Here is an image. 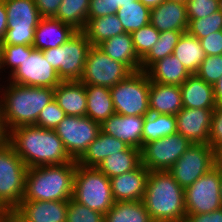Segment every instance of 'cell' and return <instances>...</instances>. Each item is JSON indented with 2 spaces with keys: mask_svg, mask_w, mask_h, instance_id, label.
<instances>
[{
  "mask_svg": "<svg viewBox=\"0 0 222 222\" xmlns=\"http://www.w3.org/2000/svg\"><path fill=\"white\" fill-rule=\"evenodd\" d=\"M28 168L67 164L69 156L55 130L22 125L7 133L6 140Z\"/></svg>",
  "mask_w": 222,
  "mask_h": 222,
  "instance_id": "6da1fadb",
  "label": "cell"
},
{
  "mask_svg": "<svg viewBox=\"0 0 222 222\" xmlns=\"http://www.w3.org/2000/svg\"><path fill=\"white\" fill-rule=\"evenodd\" d=\"M54 89L2 81L0 102L6 132L22 125H35L42 109L54 100Z\"/></svg>",
  "mask_w": 222,
  "mask_h": 222,
  "instance_id": "7a4b0ae2",
  "label": "cell"
},
{
  "mask_svg": "<svg viewBox=\"0 0 222 222\" xmlns=\"http://www.w3.org/2000/svg\"><path fill=\"white\" fill-rule=\"evenodd\" d=\"M153 222H184L185 191L168 171H149L143 198Z\"/></svg>",
  "mask_w": 222,
  "mask_h": 222,
  "instance_id": "3957f363",
  "label": "cell"
},
{
  "mask_svg": "<svg viewBox=\"0 0 222 222\" xmlns=\"http://www.w3.org/2000/svg\"><path fill=\"white\" fill-rule=\"evenodd\" d=\"M77 161L28 168L22 201H69Z\"/></svg>",
  "mask_w": 222,
  "mask_h": 222,
  "instance_id": "277c9868",
  "label": "cell"
},
{
  "mask_svg": "<svg viewBox=\"0 0 222 222\" xmlns=\"http://www.w3.org/2000/svg\"><path fill=\"white\" fill-rule=\"evenodd\" d=\"M72 199L105 215L115 203L110 178L97 167L77 163Z\"/></svg>",
  "mask_w": 222,
  "mask_h": 222,
  "instance_id": "5b68a950",
  "label": "cell"
},
{
  "mask_svg": "<svg viewBox=\"0 0 222 222\" xmlns=\"http://www.w3.org/2000/svg\"><path fill=\"white\" fill-rule=\"evenodd\" d=\"M28 167L13 147L0 143V208L9 215L22 201Z\"/></svg>",
  "mask_w": 222,
  "mask_h": 222,
  "instance_id": "8992f818",
  "label": "cell"
},
{
  "mask_svg": "<svg viewBox=\"0 0 222 222\" xmlns=\"http://www.w3.org/2000/svg\"><path fill=\"white\" fill-rule=\"evenodd\" d=\"M90 47L86 35L77 31L64 44L42 52L62 81H74L81 79Z\"/></svg>",
  "mask_w": 222,
  "mask_h": 222,
  "instance_id": "52a82bcc",
  "label": "cell"
},
{
  "mask_svg": "<svg viewBox=\"0 0 222 222\" xmlns=\"http://www.w3.org/2000/svg\"><path fill=\"white\" fill-rule=\"evenodd\" d=\"M149 90L150 80L145 71L131 73L110 88L115 113L125 116L148 115Z\"/></svg>",
  "mask_w": 222,
  "mask_h": 222,
  "instance_id": "ba28073f",
  "label": "cell"
},
{
  "mask_svg": "<svg viewBox=\"0 0 222 222\" xmlns=\"http://www.w3.org/2000/svg\"><path fill=\"white\" fill-rule=\"evenodd\" d=\"M8 29L2 45H29L34 42L35 28L42 19L34 0H4Z\"/></svg>",
  "mask_w": 222,
  "mask_h": 222,
  "instance_id": "9c48e42d",
  "label": "cell"
},
{
  "mask_svg": "<svg viewBox=\"0 0 222 222\" xmlns=\"http://www.w3.org/2000/svg\"><path fill=\"white\" fill-rule=\"evenodd\" d=\"M133 73L125 64L113 60L98 46L88 50L81 81L84 85L112 88Z\"/></svg>",
  "mask_w": 222,
  "mask_h": 222,
  "instance_id": "30bf717a",
  "label": "cell"
},
{
  "mask_svg": "<svg viewBox=\"0 0 222 222\" xmlns=\"http://www.w3.org/2000/svg\"><path fill=\"white\" fill-rule=\"evenodd\" d=\"M100 131V123L87 116L67 115L55 128L69 156L75 161L83 156Z\"/></svg>",
  "mask_w": 222,
  "mask_h": 222,
  "instance_id": "8fae6325",
  "label": "cell"
},
{
  "mask_svg": "<svg viewBox=\"0 0 222 222\" xmlns=\"http://www.w3.org/2000/svg\"><path fill=\"white\" fill-rule=\"evenodd\" d=\"M191 145L178 132L145 143L141 148V164L149 171H168Z\"/></svg>",
  "mask_w": 222,
  "mask_h": 222,
  "instance_id": "7c38bea8",
  "label": "cell"
},
{
  "mask_svg": "<svg viewBox=\"0 0 222 222\" xmlns=\"http://www.w3.org/2000/svg\"><path fill=\"white\" fill-rule=\"evenodd\" d=\"M215 167V150L209 144H193L168 170L185 190Z\"/></svg>",
  "mask_w": 222,
  "mask_h": 222,
  "instance_id": "4fadbf2b",
  "label": "cell"
},
{
  "mask_svg": "<svg viewBox=\"0 0 222 222\" xmlns=\"http://www.w3.org/2000/svg\"><path fill=\"white\" fill-rule=\"evenodd\" d=\"M184 191L187 214L210 213L221 209L220 167L215 166Z\"/></svg>",
  "mask_w": 222,
  "mask_h": 222,
  "instance_id": "5bb4252c",
  "label": "cell"
},
{
  "mask_svg": "<svg viewBox=\"0 0 222 222\" xmlns=\"http://www.w3.org/2000/svg\"><path fill=\"white\" fill-rule=\"evenodd\" d=\"M7 80L24 86L56 88L62 80L57 71L45 60L41 50L26 54L19 68Z\"/></svg>",
  "mask_w": 222,
  "mask_h": 222,
  "instance_id": "9a60e30c",
  "label": "cell"
},
{
  "mask_svg": "<svg viewBox=\"0 0 222 222\" xmlns=\"http://www.w3.org/2000/svg\"><path fill=\"white\" fill-rule=\"evenodd\" d=\"M68 201H21L9 214L17 222H66Z\"/></svg>",
  "mask_w": 222,
  "mask_h": 222,
  "instance_id": "2e32d148",
  "label": "cell"
},
{
  "mask_svg": "<svg viewBox=\"0 0 222 222\" xmlns=\"http://www.w3.org/2000/svg\"><path fill=\"white\" fill-rule=\"evenodd\" d=\"M213 110L183 107L176 114L177 132L193 144H209Z\"/></svg>",
  "mask_w": 222,
  "mask_h": 222,
  "instance_id": "e0dca14e",
  "label": "cell"
},
{
  "mask_svg": "<svg viewBox=\"0 0 222 222\" xmlns=\"http://www.w3.org/2000/svg\"><path fill=\"white\" fill-rule=\"evenodd\" d=\"M145 116L113 114L100 124L103 133L124 141L128 146L142 148V130Z\"/></svg>",
  "mask_w": 222,
  "mask_h": 222,
  "instance_id": "ac0fdd59",
  "label": "cell"
},
{
  "mask_svg": "<svg viewBox=\"0 0 222 222\" xmlns=\"http://www.w3.org/2000/svg\"><path fill=\"white\" fill-rule=\"evenodd\" d=\"M149 170L140 164L136 169L110 178L115 202L143 200Z\"/></svg>",
  "mask_w": 222,
  "mask_h": 222,
  "instance_id": "d6986e66",
  "label": "cell"
},
{
  "mask_svg": "<svg viewBox=\"0 0 222 222\" xmlns=\"http://www.w3.org/2000/svg\"><path fill=\"white\" fill-rule=\"evenodd\" d=\"M150 24L159 32L187 31L189 20L186 3L164 1L151 8Z\"/></svg>",
  "mask_w": 222,
  "mask_h": 222,
  "instance_id": "ffe728a7",
  "label": "cell"
},
{
  "mask_svg": "<svg viewBox=\"0 0 222 222\" xmlns=\"http://www.w3.org/2000/svg\"><path fill=\"white\" fill-rule=\"evenodd\" d=\"M77 30L71 25L51 18H42L35 28L34 42L32 47L44 51L55 48L69 40Z\"/></svg>",
  "mask_w": 222,
  "mask_h": 222,
  "instance_id": "44dd1931",
  "label": "cell"
},
{
  "mask_svg": "<svg viewBox=\"0 0 222 222\" xmlns=\"http://www.w3.org/2000/svg\"><path fill=\"white\" fill-rule=\"evenodd\" d=\"M182 108L183 103L180 86L150 81V113L176 115Z\"/></svg>",
  "mask_w": 222,
  "mask_h": 222,
  "instance_id": "7402d4cb",
  "label": "cell"
},
{
  "mask_svg": "<svg viewBox=\"0 0 222 222\" xmlns=\"http://www.w3.org/2000/svg\"><path fill=\"white\" fill-rule=\"evenodd\" d=\"M54 99L66 115L86 116L87 98L81 81H62L54 89Z\"/></svg>",
  "mask_w": 222,
  "mask_h": 222,
  "instance_id": "603a6c76",
  "label": "cell"
},
{
  "mask_svg": "<svg viewBox=\"0 0 222 222\" xmlns=\"http://www.w3.org/2000/svg\"><path fill=\"white\" fill-rule=\"evenodd\" d=\"M180 90L184 108H216L213 85L206 83L197 74H191Z\"/></svg>",
  "mask_w": 222,
  "mask_h": 222,
  "instance_id": "cb8c5ba5",
  "label": "cell"
},
{
  "mask_svg": "<svg viewBox=\"0 0 222 222\" xmlns=\"http://www.w3.org/2000/svg\"><path fill=\"white\" fill-rule=\"evenodd\" d=\"M145 72L151 82L178 86L191 75L174 54L154 62Z\"/></svg>",
  "mask_w": 222,
  "mask_h": 222,
  "instance_id": "d4e9b609",
  "label": "cell"
},
{
  "mask_svg": "<svg viewBox=\"0 0 222 222\" xmlns=\"http://www.w3.org/2000/svg\"><path fill=\"white\" fill-rule=\"evenodd\" d=\"M98 47L113 60L125 64L132 72L140 71L141 59L134 49L131 33H122L102 42Z\"/></svg>",
  "mask_w": 222,
  "mask_h": 222,
  "instance_id": "484cf974",
  "label": "cell"
},
{
  "mask_svg": "<svg viewBox=\"0 0 222 222\" xmlns=\"http://www.w3.org/2000/svg\"><path fill=\"white\" fill-rule=\"evenodd\" d=\"M128 147L124 141L100 131L97 138L89 145L87 151L77 163L84 167H98L105 158L124 151Z\"/></svg>",
  "mask_w": 222,
  "mask_h": 222,
  "instance_id": "4316f807",
  "label": "cell"
},
{
  "mask_svg": "<svg viewBox=\"0 0 222 222\" xmlns=\"http://www.w3.org/2000/svg\"><path fill=\"white\" fill-rule=\"evenodd\" d=\"M87 98L86 116L102 123L115 114L110 88L96 85H85Z\"/></svg>",
  "mask_w": 222,
  "mask_h": 222,
  "instance_id": "83f0119b",
  "label": "cell"
},
{
  "mask_svg": "<svg viewBox=\"0 0 222 222\" xmlns=\"http://www.w3.org/2000/svg\"><path fill=\"white\" fill-rule=\"evenodd\" d=\"M82 32L86 35L91 46H98L109 38L125 33L116 14L88 19Z\"/></svg>",
  "mask_w": 222,
  "mask_h": 222,
  "instance_id": "f1b7e54d",
  "label": "cell"
},
{
  "mask_svg": "<svg viewBox=\"0 0 222 222\" xmlns=\"http://www.w3.org/2000/svg\"><path fill=\"white\" fill-rule=\"evenodd\" d=\"M140 164L141 149L129 146L126 150L105 158L97 168L108 178H113L136 169Z\"/></svg>",
  "mask_w": 222,
  "mask_h": 222,
  "instance_id": "f546056e",
  "label": "cell"
},
{
  "mask_svg": "<svg viewBox=\"0 0 222 222\" xmlns=\"http://www.w3.org/2000/svg\"><path fill=\"white\" fill-rule=\"evenodd\" d=\"M173 54L180 60L190 74L197 73L203 59L206 57L200 40L188 32L181 35Z\"/></svg>",
  "mask_w": 222,
  "mask_h": 222,
  "instance_id": "4dcf8cb0",
  "label": "cell"
},
{
  "mask_svg": "<svg viewBox=\"0 0 222 222\" xmlns=\"http://www.w3.org/2000/svg\"><path fill=\"white\" fill-rule=\"evenodd\" d=\"M104 222H153L143 200L115 202L104 215Z\"/></svg>",
  "mask_w": 222,
  "mask_h": 222,
  "instance_id": "1f68e13d",
  "label": "cell"
},
{
  "mask_svg": "<svg viewBox=\"0 0 222 222\" xmlns=\"http://www.w3.org/2000/svg\"><path fill=\"white\" fill-rule=\"evenodd\" d=\"M176 132V115L149 113L144 118L142 147L145 143L161 139Z\"/></svg>",
  "mask_w": 222,
  "mask_h": 222,
  "instance_id": "d6a6232c",
  "label": "cell"
},
{
  "mask_svg": "<svg viewBox=\"0 0 222 222\" xmlns=\"http://www.w3.org/2000/svg\"><path fill=\"white\" fill-rule=\"evenodd\" d=\"M90 0H62L54 18L82 31L88 21Z\"/></svg>",
  "mask_w": 222,
  "mask_h": 222,
  "instance_id": "836d02e7",
  "label": "cell"
},
{
  "mask_svg": "<svg viewBox=\"0 0 222 222\" xmlns=\"http://www.w3.org/2000/svg\"><path fill=\"white\" fill-rule=\"evenodd\" d=\"M150 11L149 7L136 0L119 7L116 15L122 23L124 32L132 33L150 23Z\"/></svg>",
  "mask_w": 222,
  "mask_h": 222,
  "instance_id": "e575fe53",
  "label": "cell"
},
{
  "mask_svg": "<svg viewBox=\"0 0 222 222\" xmlns=\"http://www.w3.org/2000/svg\"><path fill=\"white\" fill-rule=\"evenodd\" d=\"M187 31H162L151 50L141 59L140 71H146L154 62L173 54L181 35Z\"/></svg>",
  "mask_w": 222,
  "mask_h": 222,
  "instance_id": "d590c367",
  "label": "cell"
},
{
  "mask_svg": "<svg viewBox=\"0 0 222 222\" xmlns=\"http://www.w3.org/2000/svg\"><path fill=\"white\" fill-rule=\"evenodd\" d=\"M33 50L34 48L29 45H2L0 77L2 76L4 80L9 78L19 68L26 54H30ZM3 71L8 73V75L2 74L4 73Z\"/></svg>",
  "mask_w": 222,
  "mask_h": 222,
  "instance_id": "8d00e7d4",
  "label": "cell"
},
{
  "mask_svg": "<svg viewBox=\"0 0 222 222\" xmlns=\"http://www.w3.org/2000/svg\"><path fill=\"white\" fill-rule=\"evenodd\" d=\"M187 32L198 38L202 39L209 34L222 30V11L219 10L210 14L208 17L200 19H188Z\"/></svg>",
  "mask_w": 222,
  "mask_h": 222,
  "instance_id": "74e56055",
  "label": "cell"
},
{
  "mask_svg": "<svg viewBox=\"0 0 222 222\" xmlns=\"http://www.w3.org/2000/svg\"><path fill=\"white\" fill-rule=\"evenodd\" d=\"M134 49L142 59L157 42L160 32L150 23L131 33Z\"/></svg>",
  "mask_w": 222,
  "mask_h": 222,
  "instance_id": "f35d334b",
  "label": "cell"
},
{
  "mask_svg": "<svg viewBox=\"0 0 222 222\" xmlns=\"http://www.w3.org/2000/svg\"><path fill=\"white\" fill-rule=\"evenodd\" d=\"M66 219V222H104V215L71 198L68 201Z\"/></svg>",
  "mask_w": 222,
  "mask_h": 222,
  "instance_id": "ab89813d",
  "label": "cell"
},
{
  "mask_svg": "<svg viewBox=\"0 0 222 222\" xmlns=\"http://www.w3.org/2000/svg\"><path fill=\"white\" fill-rule=\"evenodd\" d=\"M196 74L214 86L222 76V55H206Z\"/></svg>",
  "mask_w": 222,
  "mask_h": 222,
  "instance_id": "60d3db41",
  "label": "cell"
},
{
  "mask_svg": "<svg viewBox=\"0 0 222 222\" xmlns=\"http://www.w3.org/2000/svg\"><path fill=\"white\" fill-rule=\"evenodd\" d=\"M66 113L59 107V104L54 99L48 105H46L40 112L35 126L44 129H52L58 126V124L66 117Z\"/></svg>",
  "mask_w": 222,
  "mask_h": 222,
  "instance_id": "b9f144b4",
  "label": "cell"
},
{
  "mask_svg": "<svg viewBox=\"0 0 222 222\" xmlns=\"http://www.w3.org/2000/svg\"><path fill=\"white\" fill-rule=\"evenodd\" d=\"M188 19H200L220 10L219 0H187Z\"/></svg>",
  "mask_w": 222,
  "mask_h": 222,
  "instance_id": "7bdbcfd3",
  "label": "cell"
},
{
  "mask_svg": "<svg viewBox=\"0 0 222 222\" xmlns=\"http://www.w3.org/2000/svg\"><path fill=\"white\" fill-rule=\"evenodd\" d=\"M222 144V105H216L213 110L209 131V145L216 150Z\"/></svg>",
  "mask_w": 222,
  "mask_h": 222,
  "instance_id": "ee69618b",
  "label": "cell"
},
{
  "mask_svg": "<svg viewBox=\"0 0 222 222\" xmlns=\"http://www.w3.org/2000/svg\"><path fill=\"white\" fill-rule=\"evenodd\" d=\"M199 40L206 55H222V30Z\"/></svg>",
  "mask_w": 222,
  "mask_h": 222,
  "instance_id": "f6af8a7d",
  "label": "cell"
},
{
  "mask_svg": "<svg viewBox=\"0 0 222 222\" xmlns=\"http://www.w3.org/2000/svg\"><path fill=\"white\" fill-rule=\"evenodd\" d=\"M112 14L111 0H90L88 19L104 17Z\"/></svg>",
  "mask_w": 222,
  "mask_h": 222,
  "instance_id": "bcb514c9",
  "label": "cell"
},
{
  "mask_svg": "<svg viewBox=\"0 0 222 222\" xmlns=\"http://www.w3.org/2000/svg\"><path fill=\"white\" fill-rule=\"evenodd\" d=\"M42 18L55 17L62 0H34Z\"/></svg>",
  "mask_w": 222,
  "mask_h": 222,
  "instance_id": "7dc6e473",
  "label": "cell"
},
{
  "mask_svg": "<svg viewBox=\"0 0 222 222\" xmlns=\"http://www.w3.org/2000/svg\"><path fill=\"white\" fill-rule=\"evenodd\" d=\"M184 222H222V208L203 214H187Z\"/></svg>",
  "mask_w": 222,
  "mask_h": 222,
  "instance_id": "c3c4849f",
  "label": "cell"
},
{
  "mask_svg": "<svg viewBox=\"0 0 222 222\" xmlns=\"http://www.w3.org/2000/svg\"><path fill=\"white\" fill-rule=\"evenodd\" d=\"M8 29L7 11L4 0H0V40H2Z\"/></svg>",
  "mask_w": 222,
  "mask_h": 222,
  "instance_id": "681fc988",
  "label": "cell"
},
{
  "mask_svg": "<svg viewBox=\"0 0 222 222\" xmlns=\"http://www.w3.org/2000/svg\"><path fill=\"white\" fill-rule=\"evenodd\" d=\"M214 98L216 105H222V76L219 81L213 86Z\"/></svg>",
  "mask_w": 222,
  "mask_h": 222,
  "instance_id": "f907efd6",
  "label": "cell"
},
{
  "mask_svg": "<svg viewBox=\"0 0 222 222\" xmlns=\"http://www.w3.org/2000/svg\"><path fill=\"white\" fill-rule=\"evenodd\" d=\"M112 1V14H116L117 9L126 5L127 3H132L136 0H111Z\"/></svg>",
  "mask_w": 222,
  "mask_h": 222,
  "instance_id": "816d5d0a",
  "label": "cell"
},
{
  "mask_svg": "<svg viewBox=\"0 0 222 222\" xmlns=\"http://www.w3.org/2000/svg\"><path fill=\"white\" fill-rule=\"evenodd\" d=\"M6 140H7V132L2 122V111H1V104H0V143Z\"/></svg>",
  "mask_w": 222,
  "mask_h": 222,
  "instance_id": "f5cc1de1",
  "label": "cell"
},
{
  "mask_svg": "<svg viewBox=\"0 0 222 222\" xmlns=\"http://www.w3.org/2000/svg\"><path fill=\"white\" fill-rule=\"evenodd\" d=\"M215 166L222 167V144L215 150Z\"/></svg>",
  "mask_w": 222,
  "mask_h": 222,
  "instance_id": "db71d44e",
  "label": "cell"
},
{
  "mask_svg": "<svg viewBox=\"0 0 222 222\" xmlns=\"http://www.w3.org/2000/svg\"><path fill=\"white\" fill-rule=\"evenodd\" d=\"M139 1L151 9L158 6L159 4L163 3L166 0H139Z\"/></svg>",
  "mask_w": 222,
  "mask_h": 222,
  "instance_id": "11a10c76",
  "label": "cell"
},
{
  "mask_svg": "<svg viewBox=\"0 0 222 222\" xmlns=\"http://www.w3.org/2000/svg\"><path fill=\"white\" fill-rule=\"evenodd\" d=\"M0 222H17L14 220L10 215H6L3 219L0 220Z\"/></svg>",
  "mask_w": 222,
  "mask_h": 222,
  "instance_id": "9f6ffc18",
  "label": "cell"
},
{
  "mask_svg": "<svg viewBox=\"0 0 222 222\" xmlns=\"http://www.w3.org/2000/svg\"><path fill=\"white\" fill-rule=\"evenodd\" d=\"M220 200L222 204V167H220Z\"/></svg>",
  "mask_w": 222,
  "mask_h": 222,
  "instance_id": "6f0895ef",
  "label": "cell"
},
{
  "mask_svg": "<svg viewBox=\"0 0 222 222\" xmlns=\"http://www.w3.org/2000/svg\"><path fill=\"white\" fill-rule=\"evenodd\" d=\"M7 214L0 208V220L3 219Z\"/></svg>",
  "mask_w": 222,
  "mask_h": 222,
  "instance_id": "680465c9",
  "label": "cell"
},
{
  "mask_svg": "<svg viewBox=\"0 0 222 222\" xmlns=\"http://www.w3.org/2000/svg\"><path fill=\"white\" fill-rule=\"evenodd\" d=\"M166 1L180 2V3H187V0H166Z\"/></svg>",
  "mask_w": 222,
  "mask_h": 222,
  "instance_id": "91938a15",
  "label": "cell"
},
{
  "mask_svg": "<svg viewBox=\"0 0 222 222\" xmlns=\"http://www.w3.org/2000/svg\"><path fill=\"white\" fill-rule=\"evenodd\" d=\"M4 79L2 78V77H0V82L1 81H3ZM1 85H2V83H0V92H1ZM1 94V93H0ZM0 97H1V95H0ZM0 104H1V102H0Z\"/></svg>",
  "mask_w": 222,
  "mask_h": 222,
  "instance_id": "94428289",
  "label": "cell"
},
{
  "mask_svg": "<svg viewBox=\"0 0 222 222\" xmlns=\"http://www.w3.org/2000/svg\"><path fill=\"white\" fill-rule=\"evenodd\" d=\"M1 46H2V41L0 40V60H1Z\"/></svg>",
  "mask_w": 222,
  "mask_h": 222,
  "instance_id": "6125c7cd",
  "label": "cell"
},
{
  "mask_svg": "<svg viewBox=\"0 0 222 222\" xmlns=\"http://www.w3.org/2000/svg\"><path fill=\"white\" fill-rule=\"evenodd\" d=\"M220 3V10L222 11V0H219Z\"/></svg>",
  "mask_w": 222,
  "mask_h": 222,
  "instance_id": "be15d7a7",
  "label": "cell"
}]
</instances>
